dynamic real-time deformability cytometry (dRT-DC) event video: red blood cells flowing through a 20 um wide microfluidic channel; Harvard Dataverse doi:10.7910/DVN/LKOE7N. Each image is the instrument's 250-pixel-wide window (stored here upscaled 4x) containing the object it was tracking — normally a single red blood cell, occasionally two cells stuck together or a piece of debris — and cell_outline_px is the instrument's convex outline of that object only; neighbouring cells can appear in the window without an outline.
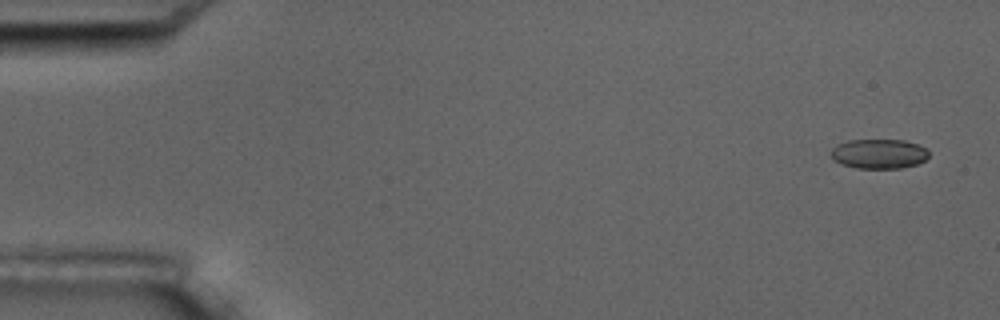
{"species": "common noctule bat (a hibernating species)", "species_latin": "Nyctalus noctula", "temperature_condition": "room temperature", "stored_images_in_passage": 4, "camera_frame_rate_fps": 3000, "um_per_image_px": 0.085, "animal": {"sex": "male", "body_mass_g": 17.5, "forearm_length_mm": 52.3}, "frame": {"image": 1, "passage_image": 1, "time_ms": 0.0, "image_size_px": [1000, 320], "cell_outline_px": [[928, 156], [924, 160], [916, 164], [900, 168], [856, 168], [840, 164], [832, 160], [832, 148], [848, 140], [904, 140], [928, 148]], "centroid_in_image_um": [74.7, 13.08], "position_along_channel_um": 10.3, "area_um2": 16.82}}